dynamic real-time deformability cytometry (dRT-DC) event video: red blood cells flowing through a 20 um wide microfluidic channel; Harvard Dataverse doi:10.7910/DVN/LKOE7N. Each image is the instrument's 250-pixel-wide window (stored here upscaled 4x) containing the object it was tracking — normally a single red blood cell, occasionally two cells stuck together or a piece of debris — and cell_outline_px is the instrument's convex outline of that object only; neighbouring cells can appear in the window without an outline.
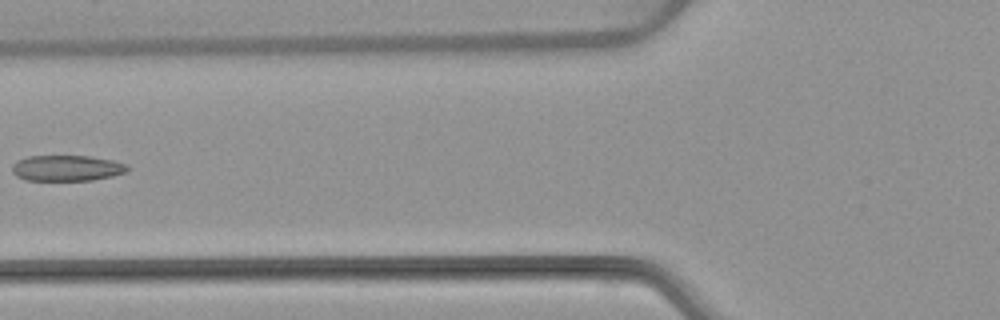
{"species": "common noctule bat (a hibernating species)", "species_latin": "Nyctalus noctula", "temperature_condition": "warm", "stored_images_in_passage": 6, "camera_frame_rate_fps": 3000, "um_per_image_px": 0.085, "animal": {"sex": "female", "body_mass_g": 22.7, "forearm_length_mm": 54.2}, "frame": {"image": 1, "passage_image": 5, "time_ms": 6.0, "image_size_px": [1000, 320], "cell_outline_px": [[128, 172], [112, 176], [92, 180], [24, 180], [16, 176], [12, 172], [12, 164], [16, 160], [28, 156], [88, 156], [112, 160], [128, 164]], "centroid_in_image_um": [5.67, 14.29], "position_along_channel_um": 120.1, "area_um2": 17.46}}
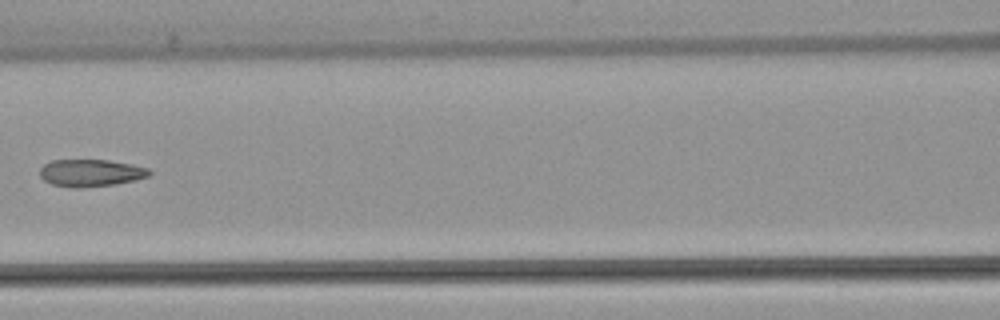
{"frame": {"image": 2, "passage_image": 6, "time_ms": 7.0, "image_size_px": [1000, 320], "cell_outline_px": [[152, 172], [148, 176], [116, 184], [76, 188], [52, 184], [44, 180], [40, 176], [40, 168], [44, 164], [52, 160], [108, 160], [132, 164], [148, 168]], "centroid_in_image_um": [7.7, 14.69], "position_along_channel_um": 158.9, "area_um2": 17.22}}